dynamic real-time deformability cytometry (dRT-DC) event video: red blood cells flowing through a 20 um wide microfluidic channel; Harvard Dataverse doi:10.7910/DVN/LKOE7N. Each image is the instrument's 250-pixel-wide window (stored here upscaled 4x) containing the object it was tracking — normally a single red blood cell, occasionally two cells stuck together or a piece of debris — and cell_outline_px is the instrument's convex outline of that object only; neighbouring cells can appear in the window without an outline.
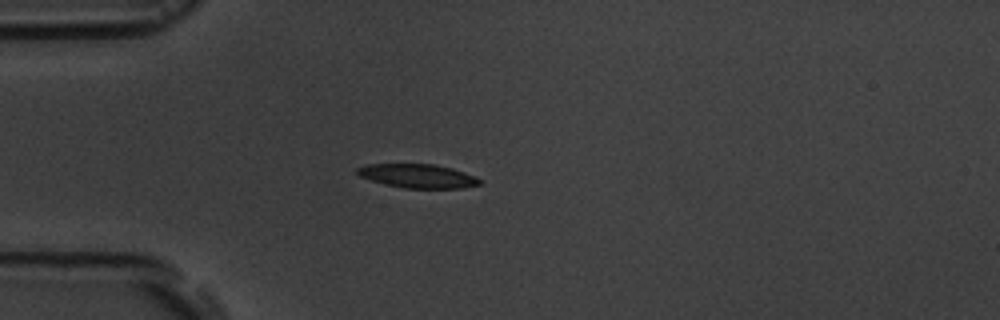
{"species": "common noctule bat (a hibernating species)", "species_latin": "Nyctalus noctula", "temperature_condition": "room temperature", "stored_images_in_passage": 5, "camera_frame_rate_fps": 3000, "um_per_image_px": 0.085, "animal": {"sex": "male", "body_mass_g": 19.5, "forearm_length_mm": 54.6}, "frame": {"image": 1, "passage_image": 4, "time_ms": 3.667, "image_size_px": [1000, 320], "cell_outline_px": [[484, 180], [480, 184], [460, 188], [404, 188], [384, 184], [360, 176], [356, 172], [356, 168], [368, 164], [432, 164], [452, 168], [476, 176]], "centroid_in_image_um": [35.54, 14.96], "position_along_channel_um": 49.5, "area_um2": 16.99}}